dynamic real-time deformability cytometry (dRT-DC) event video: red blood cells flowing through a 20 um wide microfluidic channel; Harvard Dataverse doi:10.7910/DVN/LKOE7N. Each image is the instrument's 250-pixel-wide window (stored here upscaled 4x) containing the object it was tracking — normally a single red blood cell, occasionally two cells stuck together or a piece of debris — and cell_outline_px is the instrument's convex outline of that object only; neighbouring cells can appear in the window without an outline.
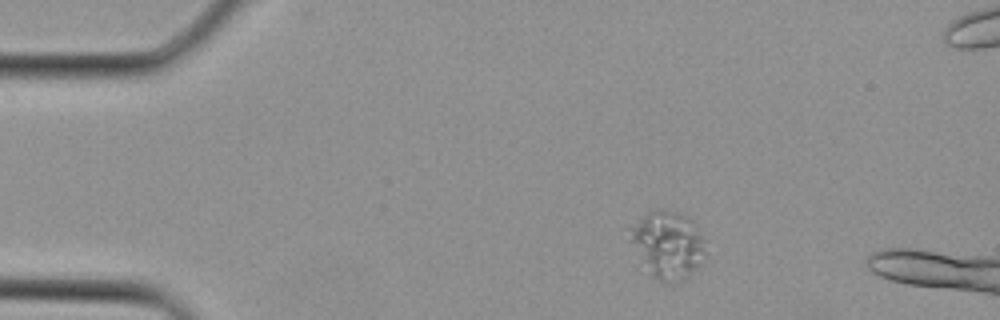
{"species": "Egyptian fruit bat (a non-hibernating species)", "species_latin": "Rousettus aegyptiacus", "temperature_condition": "cold", "stored_images_in_passage": 3, "camera_frame_rate_fps": 3000, "um_per_image_px": 0.085, "animal": {"sex": "female"}, "frame": {"image": 1, "passage_image": 1, "time_ms": 0.0, "image_size_px": [1000, 320], "cell_outline_px": [[708, 256], [696, 272], [684, 280], [672, 284], [664, 284], [656, 280], [648, 272], [628, 240], [628, 228], [648, 212], [676, 212], [688, 216], [692, 220], [704, 240]], "centroid_in_image_um": [56.79, 20.89], "position_along_channel_um": 28.2, "area_um2": 30.29}}